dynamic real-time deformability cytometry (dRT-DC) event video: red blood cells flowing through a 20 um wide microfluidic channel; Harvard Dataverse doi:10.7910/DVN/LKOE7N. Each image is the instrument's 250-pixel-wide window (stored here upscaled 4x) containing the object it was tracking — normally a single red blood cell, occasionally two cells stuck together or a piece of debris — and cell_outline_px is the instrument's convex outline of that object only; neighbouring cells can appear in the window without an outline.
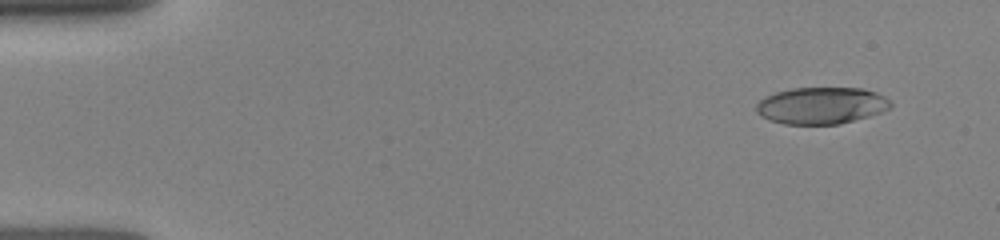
{"species": "human", "species_latin": "Homo sapiens", "temperature_condition": "room temperature", "stored_images_in_passage": 21, "camera_frame_rate_fps": 3000, "um_per_image_px": 0.085, "donor": {"sex": "female"}, "frame": {"image": 1, "passage_image": 5, "time_ms": 1.0, "image_size_px": [1000, 240], "cell_outline_px": [[892, 108], [868, 116], [840, 124], [784, 124], [760, 116], [756, 112], [756, 104], [764, 96], [776, 92], [792, 88], [864, 88], [876, 92], [884, 96], [892, 104]], "centroid_in_image_um": [69.81, 8.96], "position_along_channel_um": 15.2, "area_um2": 28.84}}
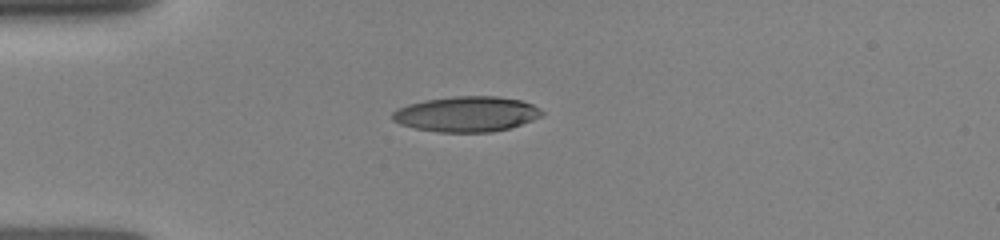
{"frame": {"image": 2, "passage_image": 17, "time_ms": 4.0, "image_size_px": [1000, 240], "cell_outline_px": [[544, 112], [540, 116], [532, 120], [508, 128], [492, 132], [440, 132], [416, 128], [400, 124], [392, 120], [392, 112], [396, 108], [408, 104], [424, 100], [456, 96], [496, 96], [520, 100], [532, 104], [540, 108]], "centroid_in_image_um": [39.63, 9.69], "position_along_channel_um": 45.4, "area_um2": 30.69}}